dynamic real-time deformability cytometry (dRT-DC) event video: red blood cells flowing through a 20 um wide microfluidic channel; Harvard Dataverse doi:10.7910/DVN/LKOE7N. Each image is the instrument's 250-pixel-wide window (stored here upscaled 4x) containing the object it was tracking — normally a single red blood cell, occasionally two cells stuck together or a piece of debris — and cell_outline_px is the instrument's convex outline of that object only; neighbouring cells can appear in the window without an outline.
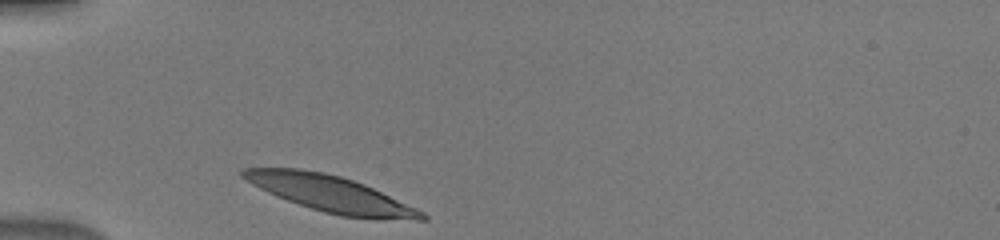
{"species": "human", "species_latin": "Homo sapiens", "temperature_condition": "warm", "stored_images_in_passage": 28, "camera_frame_rate_fps": 3000, "um_per_image_px": 0.085, "donor": {"sex": "male"}, "frame": {"image": 1, "passage_image": 1, "time_ms": 0.0, "image_size_px": [1000, 240], "cell_outline_px": [[428, 220], [376, 220], [340, 216], [324, 212], [276, 196], [252, 184], [240, 176], [240, 172], [244, 168], [300, 168], [324, 172], [340, 176], [364, 184], [416, 208], [424, 212], [428, 216]], "centroid_in_image_um": [28.14, 16.49], "position_along_channel_um": 56.9, "area_um2": 37.74}}
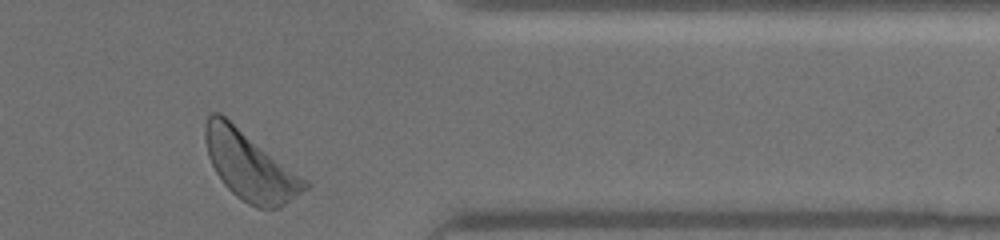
{"frame": {"image": 2, "passage_image": 28, "time_ms": 9.0, "image_size_px": [1000, 240], "cell_outline_px": [[312, 184], [308, 188], [280, 208], [256, 208], [248, 204], [236, 196], [224, 184], [216, 172], [208, 156], [204, 136], [204, 124], [208, 116], [212, 112], [220, 112], [308, 180]], "centroid_in_image_um": [21.25, 14.09], "position_along_channel_um": 390.1, "area_um2": 39.88}}